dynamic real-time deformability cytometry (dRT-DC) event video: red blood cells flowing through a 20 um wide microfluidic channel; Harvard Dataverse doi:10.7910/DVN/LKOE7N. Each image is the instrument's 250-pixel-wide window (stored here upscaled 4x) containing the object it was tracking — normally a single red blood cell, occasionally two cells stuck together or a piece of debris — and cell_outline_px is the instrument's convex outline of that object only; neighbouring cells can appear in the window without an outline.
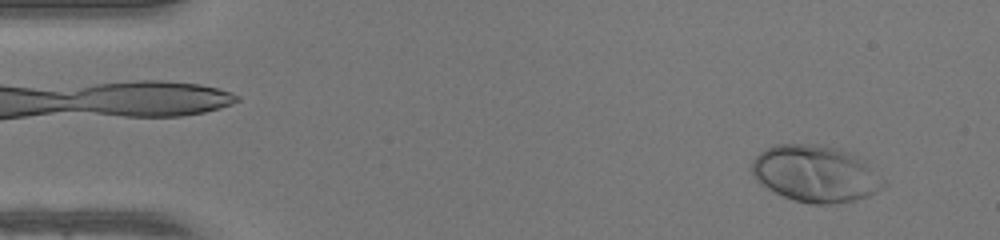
{"species": "human", "species_latin": "Homo sapiens", "temperature_condition": "warm", "stored_images_in_passage": 48, "camera_frame_rate_fps": 3000, "um_per_image_px": 0.085, "donor": {"sex": "female"}, "frame": {"image": 1, "passage_image": 3, "time_ms": 0.667, "image_size_px": [1000, 240], "cell_outline_px": [[888, 184], [868, 196], [852, 200], [828, 204], [812, 204], [796, 200], [784, 196], [760, 184], [752, 176], [752, 160], [760, 152], [776, 144], [816, 144], [836, 148], [848, 152], [864, 160], [888, 180]], "centroid_in_image_um": [69.34, 14.76], "position_along_channel_um": 15.7, "area_um2": 43.47}}
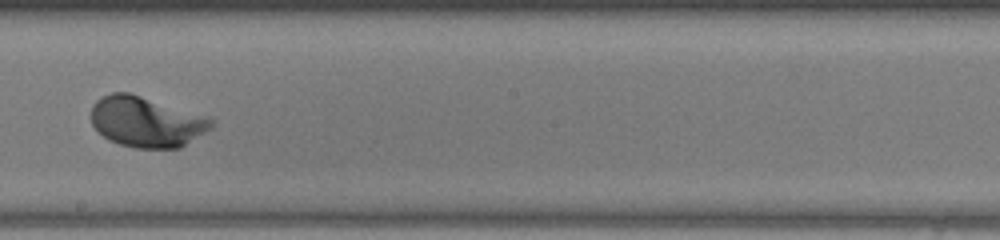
{"frame": {"image": 2, "passage_image": 27, "time_ms": 8.667, "image_size_px": [1000, 240], "cell_outline_px": [[216, 120], [212, 128], [180, 148], [136, 148], [120, 144], [108, 140], [92, 124], [92, 104], [100, 96], [112, 92], [128, 92], [208, 116]], "centroid_in_image_um": [12.46, 10.35], "position_along_channel_um": 235.7, "area_um2": 35.49}}
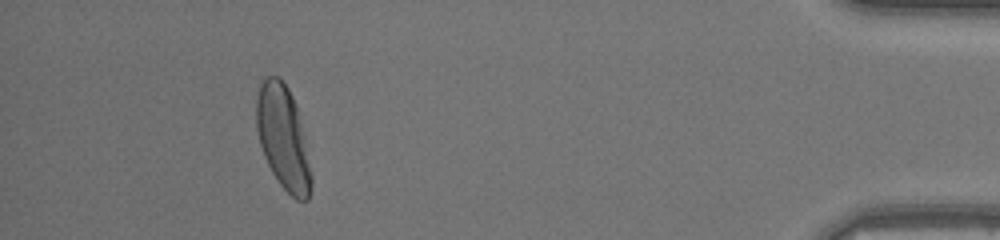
{"frame": {"image": 3, "passage_image": 44, "time_ms": 14.333, "image_size_px": [1000, 240], "cell_outline_px": [[312, 188], [308, 200], [296, 200], [280, 184], [272, 172], [264, 156], [260, 144], [256, 128], [256, 92], [260, 80], [264, 76], [280, 76], [288, 88], [296, 104], [312, 176]], "centroid_in_image_um": [24.03, 11.65], "position_along_channel_um": 411.2, "area_um2": 33.18}, "authors_computed_cell_mechanics": {"area_um2": 34.7378, "velocity_mm_per_s": 4.1955, "shape_relaxation_time_tau1_ms": 1.837, "shape_relaxation_time_tau2_ms": null, "deformation_change_tau1": 0.1483, "deformation_change_tau2": null}}